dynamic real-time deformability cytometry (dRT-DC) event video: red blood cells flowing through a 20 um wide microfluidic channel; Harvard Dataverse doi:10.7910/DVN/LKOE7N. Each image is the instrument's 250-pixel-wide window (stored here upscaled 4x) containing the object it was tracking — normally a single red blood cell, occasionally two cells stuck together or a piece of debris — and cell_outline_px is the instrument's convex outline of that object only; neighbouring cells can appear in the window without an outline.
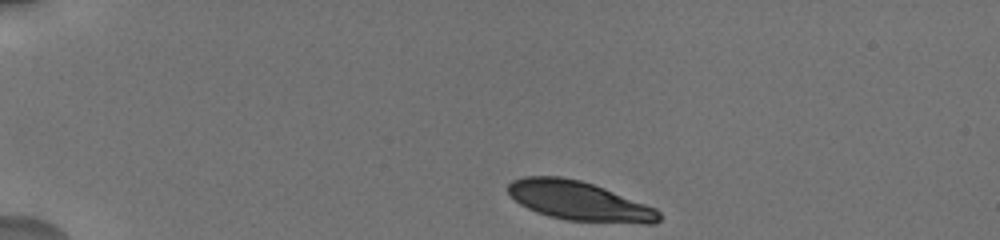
{"species": "human", "species_latin": "Homo sapiens", "temperature_condition": "cold", "stored_images_in_passage": 11, "camera_frame_rate_fps": 3000, "um_per_image_px": 0.085, "donor": {"sex": "male"}, "frame": {"image": 1, "passage_image": 1, "time_ms": 0.0, "image_size_px": [1000, 240], "cell_outline_px": [[660, 220], [656, 224], [644, 224], [568, 220], [548, 216], [536, 212], [520, 204], [508, 192], [508, 184], [512, 180], [524, 176], [560, 176], [580, 180], [604, 188], [656, 208], [660, 212]], "centroid_in_image_um": [49.24, 17.09], "position_along_channel_um": 35.8, "area_um2": 34.45}}
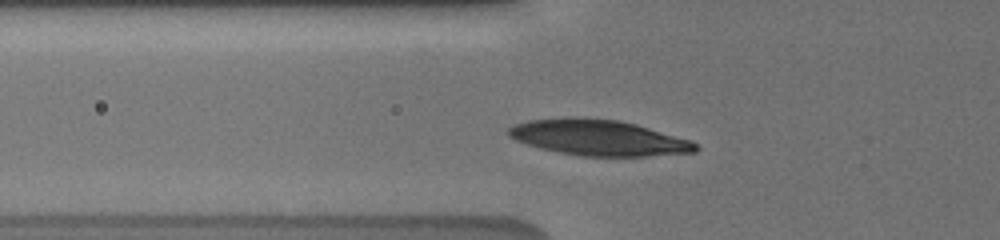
{"frame": {"image": 2, "passage_image": 7, "time_ms": 3.0, "image_size_px": [1000, 240], "cell_outline_px": [[700, 148], [696, 152], [648, 156], [584, 156], [560, 152], [540, 148], [516, 140], [508, 136], [508, 128], [516, 124], [528, 120], [568, 116], [572, 116], [620, 120], [636, 124], [692, 140]], "centroid_in_image_um": [50.9, 11.69], "position_along_channel_um": 74.9, "area_um2": 39.13}}
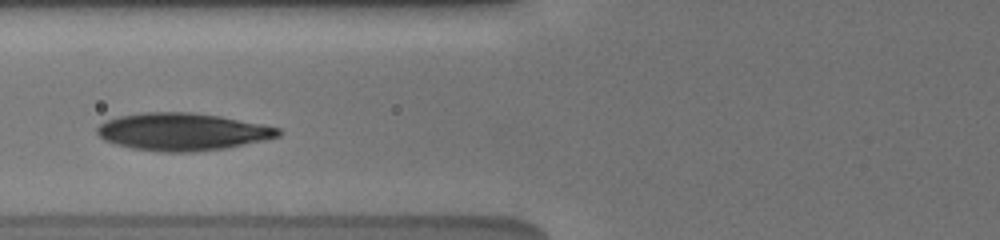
{"frame": {"image": 3, "passage_image": 9, "time_ms": 4.0, "image_size_px": [1000, 240], "cell_outline_px": [[280, 136], [264, 140], [228, 148], [196, 152], [164, 152], [132, 148], [116, 144], [104, 140], [96, 132], [96, 128], [100, 124], [108, 120], [120, 116], [144, 112], [192, 112], [220, 116], [264, 124], [280, 128]], "centroid_in_image_um": [15.53, 11.2], "position_along_channel_um": 110.3, "area_um2": 39.65}}